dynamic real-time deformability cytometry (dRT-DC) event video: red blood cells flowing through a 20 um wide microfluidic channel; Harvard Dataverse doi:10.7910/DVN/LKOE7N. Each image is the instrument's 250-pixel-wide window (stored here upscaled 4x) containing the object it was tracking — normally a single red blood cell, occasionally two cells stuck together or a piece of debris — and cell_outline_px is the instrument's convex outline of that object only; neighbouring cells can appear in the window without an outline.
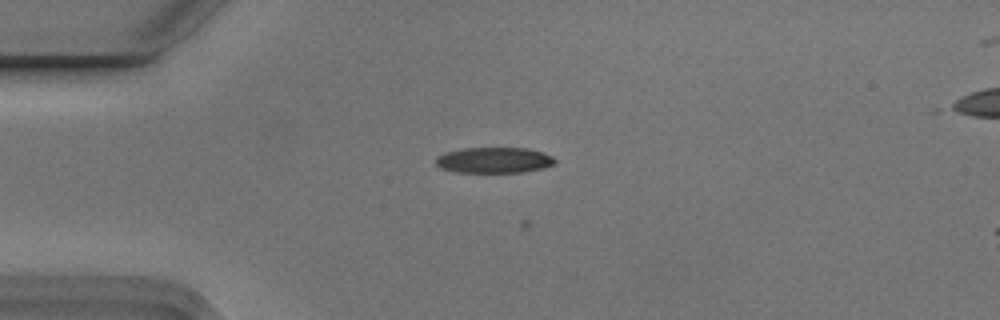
{"species": "Egyptian fruit bat (a non-hibernating species)", "species_latin": "Rousettus aegyptiacus", "temperature_condition": "cold", "stored_images_in_passage": 7, "camera_frame_rate_fps": 3000, "um_per_image_px": 0.085, "animal": {"sex": "male"}, "frame": {"image": 1, "passage_image": 5, "time_ms": 1.333, "image_size_px": [1000, 320], "cell_outline_px": [[556, 164], [544, 168], [524, 172], [456, 172], [440, 168], [436, 164], [436, 156], [444, 152], [464, 148], [528, 148], [544, 152], [552, 156], [556, 160]], "centroid_in_image_um": [42.02, 13.61], "position_along_channel_um": 43.0, "area_um2": 18.09}}